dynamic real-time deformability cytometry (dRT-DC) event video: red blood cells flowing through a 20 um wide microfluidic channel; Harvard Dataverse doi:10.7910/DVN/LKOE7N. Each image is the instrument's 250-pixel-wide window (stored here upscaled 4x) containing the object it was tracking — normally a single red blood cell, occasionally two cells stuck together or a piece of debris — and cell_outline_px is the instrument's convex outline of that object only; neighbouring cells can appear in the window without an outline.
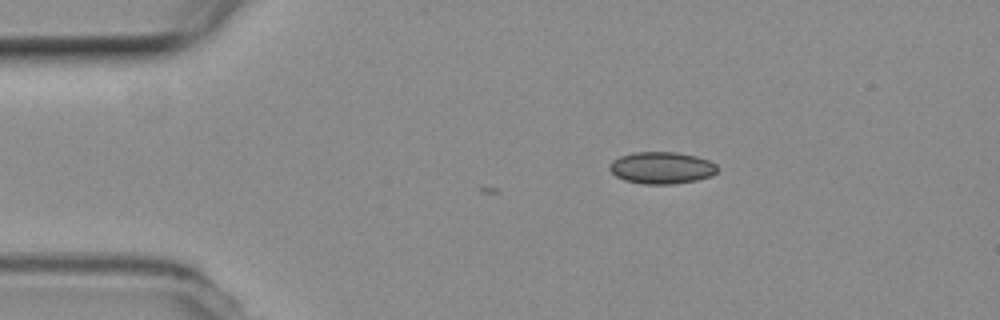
{"species": "common noctule bat (a hibernating species)", "species_latin": "Nyctalus noctula", "temperature_condition": "room temperature", "stored_images_in_passage": 4, "camera_frame_rate_fps": 3000, "um_per_image_px": 0.085, "animal": {"sex": "female", "body_mass_g": 19.3, "forearm_length_mm": 54.1}, "frame": {"image": 1, "passage_image": 1, "time_ms": 0.0, "image_size_px": [1000, 320], "cell_outline_px": [[720, 168], [712, 176], [696, 180], [672, 184], [644, 184], [624, 180], [616, 176], [608, 168], [612, 160], [620, 156], [632, 152], [676, 152], [696, 156], [708, 160], [716, 164]], "centroid_in_image_um": [56.24, 14.26], "position_along_channel_um": 28.8, "area_um2": 20.17}}